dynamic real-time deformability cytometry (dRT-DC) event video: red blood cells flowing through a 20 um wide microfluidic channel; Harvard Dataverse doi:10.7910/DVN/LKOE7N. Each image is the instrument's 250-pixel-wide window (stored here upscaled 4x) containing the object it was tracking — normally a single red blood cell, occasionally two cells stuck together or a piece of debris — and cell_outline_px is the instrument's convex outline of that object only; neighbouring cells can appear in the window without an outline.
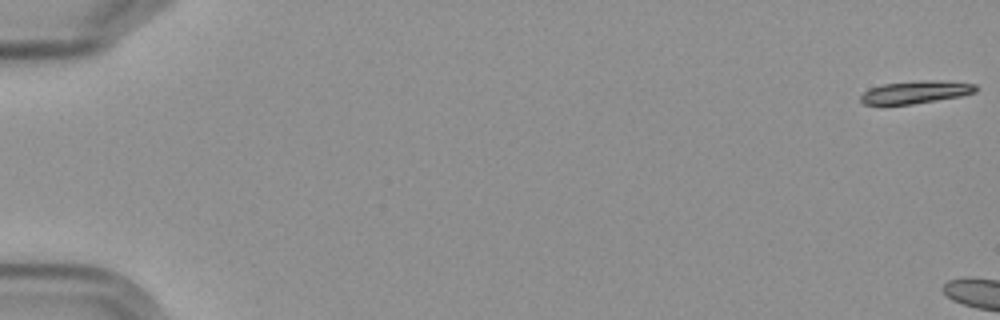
{"species": "Egyptian fruit bat (a non-hibernating species)", "species_latin": "Rousettus aegyptiacus", "temperature_condition": "cold", "stored_images_in_passage": 5, "camera_frame_rate_fps": 3000, "um_per_image_px": 0.085, "frame": {"image": 1, "passage_image": 1, "time_ms": 0.0, "image_size_px": [1000, 320], "cell_outline_px": [[976, 92], [960, 96], [912, 104], [864, 104], [860, 100], [860, 96], [868, 88], [884, 84], [920, 80], [944, 80], [976, 84]], "centroid_in_image_um": [77.84, 7.81], "position_along_channel_um": 7.2, "area_um2": 15.14}}